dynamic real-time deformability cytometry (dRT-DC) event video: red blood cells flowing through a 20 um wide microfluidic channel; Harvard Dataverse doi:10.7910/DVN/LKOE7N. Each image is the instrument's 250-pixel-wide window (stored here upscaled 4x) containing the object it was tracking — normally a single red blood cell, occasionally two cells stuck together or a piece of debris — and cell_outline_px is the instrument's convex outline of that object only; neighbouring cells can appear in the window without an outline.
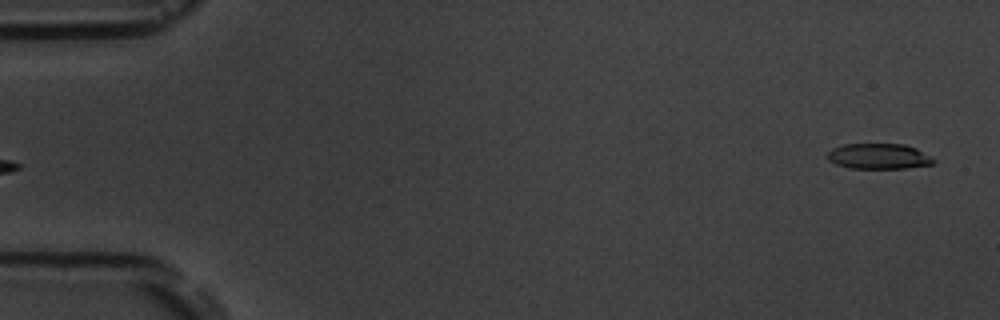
{"species": "common noctule bat (a hibernating species)", "species_latin": "Nyctalus noctula", "temperature_condition": "room temperature", "stored_images_in_passage": 6, "segment_of_instrument_passage": [2, 2], "camera_frame_rate_fps": 3000, "um_per_image_px": 0.085, "animal": {"sex": "male", "body_mass_g": 19.5, "forearm_length_mm": 54.6}, "frame": {"image": 1, "passage_image": 6, "time_ms": 6.333, "image_size_px": [1000, 320], "cell_outline_px": [[936, 160], [932, 164], [908, 168], [848, 168], [836, 164], [828, 160], [828, 152], [832, 148], [844, 144], [904, 144], [916, 148]], "centroid_in_image_um": [74.68, 13.28], "position_along_channel_um": 10.3, "area_um2": 15.72}}